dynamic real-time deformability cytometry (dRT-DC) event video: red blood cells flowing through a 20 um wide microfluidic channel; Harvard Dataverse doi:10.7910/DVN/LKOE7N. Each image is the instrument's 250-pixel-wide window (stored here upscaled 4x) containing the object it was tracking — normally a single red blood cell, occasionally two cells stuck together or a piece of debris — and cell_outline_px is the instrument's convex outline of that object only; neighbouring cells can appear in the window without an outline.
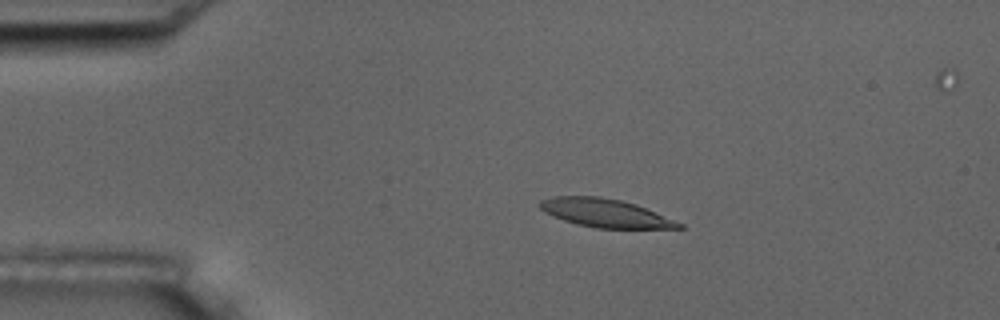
{"species": "common noctule bat (a hibernating species)", "species_latin": "Nyctalus noctula", "temperature_condition": "room temperature", "stored_images_in_passage": 5, "camera_frame_rate_fps": 3000, "um_per_image_px": 0.085, "animal": {"sex": "male", "body_mass_g": 17.5, "forearm_length_mm": 52.3}, "frame": {"image": 1, "passage_image": 2, "time_ms": 1.0, "image_size_px": [1000, 320], "cell_outline_px": [[684, 228], [596, 228], [576, 224], [552, 216], [544, 212], [536, 204], [540, 200], [552, 196], [600, 196], [620, 200], [636, 204], [684, 224]], "centroid_in_image_um": [51.39, 18.1], "position_along_channel_um": 33.6, "area_um2": 23.0}}